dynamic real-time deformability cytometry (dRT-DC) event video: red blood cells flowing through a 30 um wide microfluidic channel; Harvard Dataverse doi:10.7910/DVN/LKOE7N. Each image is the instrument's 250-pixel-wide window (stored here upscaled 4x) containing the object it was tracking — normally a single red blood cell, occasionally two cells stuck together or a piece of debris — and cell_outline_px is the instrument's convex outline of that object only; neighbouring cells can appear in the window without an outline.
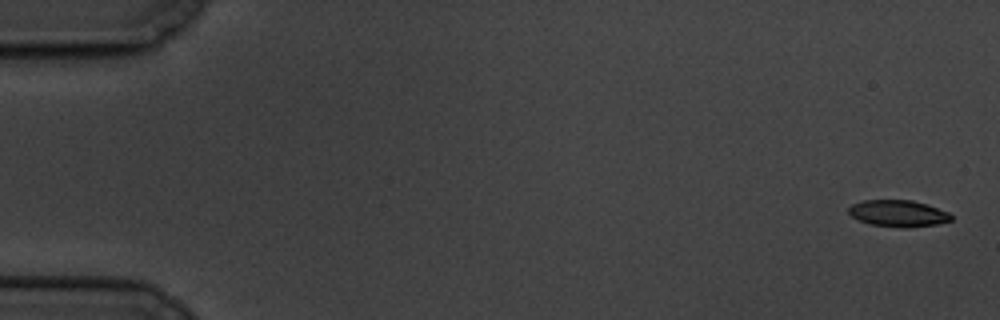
{"species": "common noctule bat (a hibernating species)", "species_latin": "Nyctalus noctula", "temperature_condition": "cold", "stored_images_in_passage": 5, "camera_frame_rate_fps": 3000, "um_per_image_px": 0.085, "animal": {"sex": "male", "body_mass_g": 19.5, "forearm_length_mm": 54.6}, "frame": {"image": 1, "passage_image": 1, "time_ms": 0.0, "image_size_px": [1000, 320], "cell_outline_px": [[952, 220], [936, 224], [908, 228], [872, 224], [860, 220], [852, 216], [848, 212], [848, 208], [852, 204], [864, 200], [912, 200], [928, 204], [948, 212], [952, 216]], "centroid_in_image_um": [76.37, 18.13], "position_along_channel_um": 8.6, "area_um2": 15.78}}
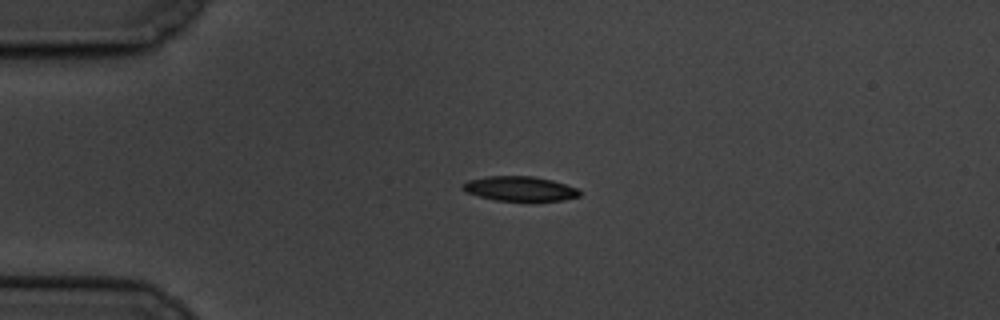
{"frame": {"image": 2, "passage_image": 4, "time_ms": 4.333, "image_size_px": [1000, 320], "cell_outline_px": [[580, 196], [564, 200], [496, 200], [480, 196], [468, 192], [460, 188], [460, 184], [468, 180], [484, 176], [532, 176], [552, 180], [576, 188], [580, 192]], "centroid_in_image_um": [44.14, 16.02], "position_along_channel_um": 40.9, "area_um2": 16.59}}